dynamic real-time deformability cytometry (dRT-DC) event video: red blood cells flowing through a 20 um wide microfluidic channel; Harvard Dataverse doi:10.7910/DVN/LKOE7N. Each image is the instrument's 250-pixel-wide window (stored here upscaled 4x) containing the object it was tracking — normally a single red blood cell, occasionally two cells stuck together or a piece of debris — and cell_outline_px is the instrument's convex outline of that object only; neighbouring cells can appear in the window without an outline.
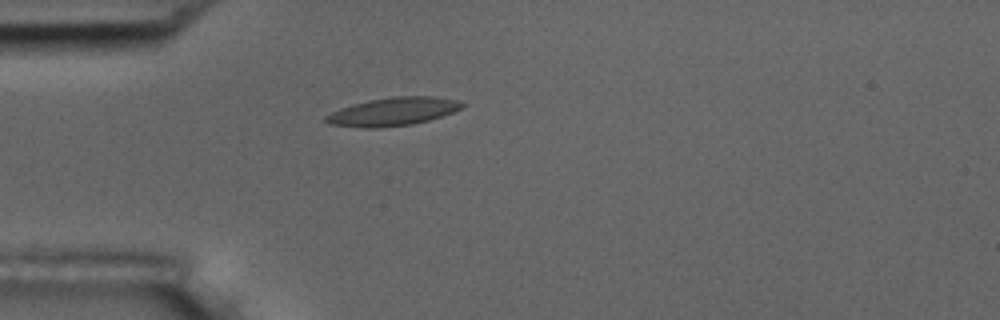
{"species": "common noctule bat (a hibernating species)", "species_latin": "Nyctalus noctula", "temperature_condition": "room temperature", "stored_images_in_passage": 6, "camera_frame_rate_fps": 3000, "um_per_image_px": 0.085, "animal": {"sex": "male", "body_mass_g": 17.5, "forearm_length_mm": 52.3}, "frame": {"image": 1, "passage_image": 6, "time_ms": 6.667, "image_size_px": [1000, 320], "cell_outline_px": [[468, 104], [452, 112], [428, 120], [412, 124], [380, 128], [364, 128], [328, 124], [324, 120], [324, 116], [340, 108], [352, 104], [368, 100], [392, 96], [432, 96], [460, 100]], "centroid_in_image_um": [33.39, 9.48], "position_along_channel_um": 51.6, "area_um2": 22.54}}